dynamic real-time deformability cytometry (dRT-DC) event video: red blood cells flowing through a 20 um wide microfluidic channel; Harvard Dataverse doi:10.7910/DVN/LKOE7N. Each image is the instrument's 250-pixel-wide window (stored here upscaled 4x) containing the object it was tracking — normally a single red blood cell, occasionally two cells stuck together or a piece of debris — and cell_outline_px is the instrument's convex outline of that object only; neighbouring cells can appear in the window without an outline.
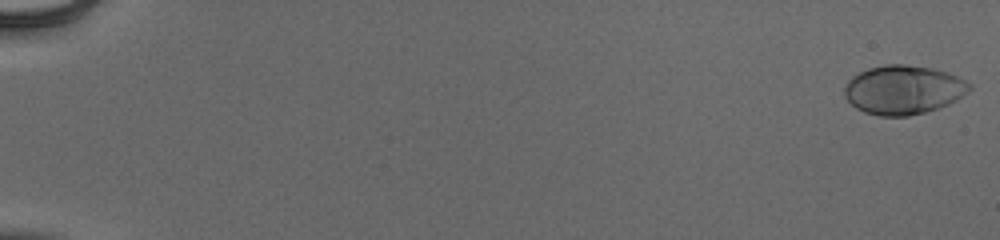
{"species": "human", "species_latin": "Homo sapiens", "temperature_condition": "cold", "stored_images_in_passage": 55, "camera_frame_rate_fps": 3000, "um_per_image_px": 0.085, "donor": {"sex": "male"}, "frame": {"image": 1, "passage_image": 1, "time_ms": 0.0, "image_size_px": [1000, 240], "cell_outline_px": [[972, 88], [968, 92], [956, 100], [948, 104], [924, 112], [908, 116], [880, 116], [864, 112], [856, 108], [844, 96], [844, 88], [848, 80], [852, 76], [868, 68], [884, 64], [904, 64], [932, 68], [948, 72], [972, 84]], "centroid_in_image_um": [76.78, 7.62], "position_along_channel_um": 8.2, "area_um2": 35.72}}
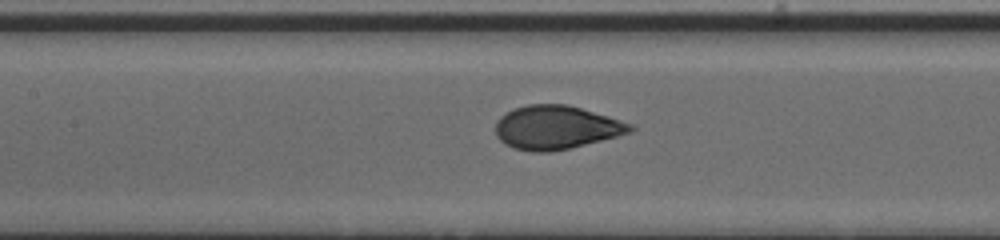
{"frame": {"image": 2, "passage_image": 28, "time_ms": 9.0, "image_size_px": [1000, 240], "cell_outline_px": [[636, 128], [632, 132], [552, 152], [532, 152], [512, 148], [504, 144], [496, 136], [496, 120], [500, 116], [512, 108], [528, 104], [568, 104], [636, 124]], "centroid_in_image_um": [47.27, 10.82], "position_along_channel_um": 160.1, "area_um2": 34.56}}
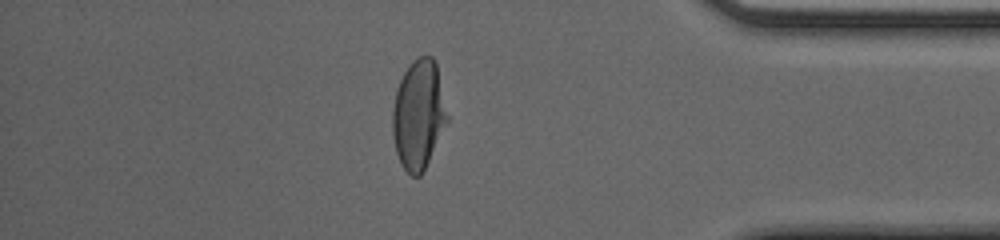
{"frame": {"image": 3, "passage_image": 48, "time_ms": 15.667, "image_size_px": [1000, 240], "cell_outline_px": [[448, 120], [420, 176], [412, 176], [404, 168], [396, 152], [392, 132], [392, 108], [396, 92], [400, 80], [408, 64], [412, 60], [420, 56], [432, 56], [436, 64], [448, 116]], "centroid_in_image_um": [35.55, 9.71], "position_along_channel_um": 399.6, "area_um2": 34.33}, "authors_computed_cell_mechanics": {"area_um2": 34.391, "velocity_mm_per_s": 3.9421, "shape_relaxation_time_tau1_ms": 4.5771, "shape_relaxation_time_tau2_ms": null, "deformation_change_tau1": 0.2091, "deformation_change_tau2": null}}